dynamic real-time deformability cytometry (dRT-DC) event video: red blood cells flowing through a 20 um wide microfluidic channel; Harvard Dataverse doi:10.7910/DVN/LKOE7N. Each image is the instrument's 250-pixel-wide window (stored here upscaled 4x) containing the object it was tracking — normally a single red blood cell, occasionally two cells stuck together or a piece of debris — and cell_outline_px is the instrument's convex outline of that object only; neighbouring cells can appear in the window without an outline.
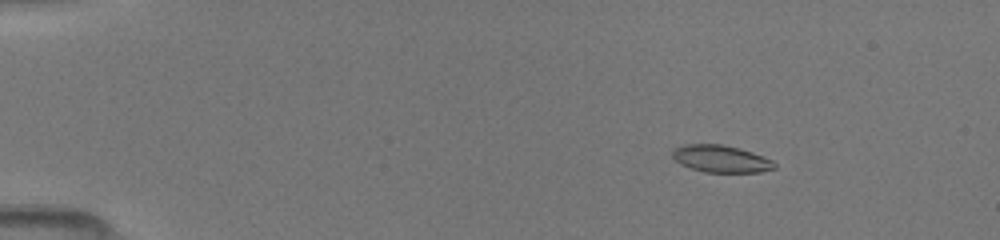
{"species": "common noctule bat (a hibernating species)", "species_latin": "Nyctalus noctula", "temperature_condition": "room temperature", "stored_images_in_passage": 22, "camera_frame_rate_fps": 3000, "um_per_image_px": 0.085, "animal": {"sex": "female", "body_mass_g": 19.5, "forearm_length_mm": 54.1}, "frame": {"image": 1, "passage_image": 5, "time_ms": 2.0, "image_size_px": [1000, 240], "cell_outline_px": [[776, 168], [760, 172], [704, 172], [680, 164], [672, 156], [672, 152], [676, 148], [684, 144], [720, 144], [740, 148], [764, 156], [772, 160], [776, 164]], "centroid_in_image_um": [61.31, 13.5], "position_along_channel_um": 23.7, "area_um2": 16.13}}
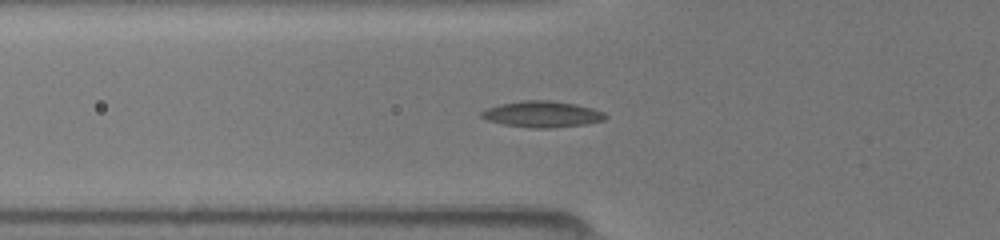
{"frame": {"image": 2, "passage_image": 15, "time_ms": 5.667, "image_size_px": [1000, 240], "cell_outline_px": [[608, 116], [604, 120], [584, 124], [552, 128], [532, 128], [504, 124], [488, 120], [480, 116], [480, 112], [488, 108], [500, 104], [520, 100], [552, 100], [576, 104], [592, 108], [604, 112]], "centroid_in_image_um": [46.1, 9.7], "position_along_channel_um": 79.7, "area_um2": 18.9}}
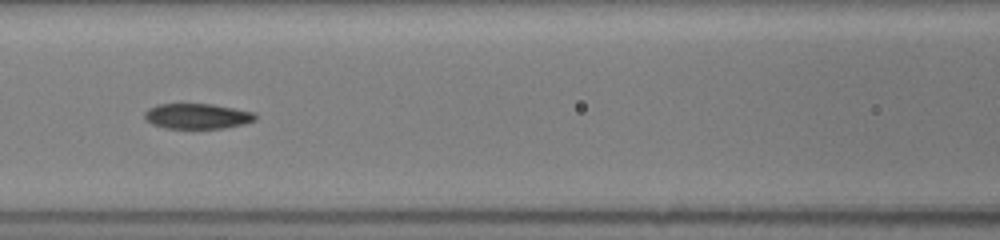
{"frame": {"image": 3, "passage_image": 20, "time_ms": 7.333, "image_size_px": [1000, 240], "cell_outline_px": [[256, 120], [244, 124], [224, 128], [164, 128], [152, 124], [144, 120], [144, 112], [148, 108], [156, 104], [212, 104], [256, 112]], "centroid_in_image_um": [16.75, 9.87], "position_along_channel_um": 149.9, "area_um2": 16.53}}